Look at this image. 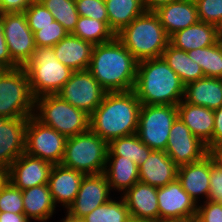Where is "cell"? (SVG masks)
I'll list each match as a JSON object with an SVG mask.
<instances>
[{"label": "cell", "mask_w": 222, "mask_h": 222, "mask_svg": "<svg viewBox=\"0 0 222 222\" xmlns=\"http://www.w3.org/2000/svg\"><path fill=\"white\" fill-rule=\"evenodd\" d=\"M3 31H4V25L0 14V63L6 69L17 68L19 66L11 59Z\"/></svg>", "instance_id": "cell-43"}, {"label": "cell", "mask_w": 222, "mask_h": 222, "mask_svg": "<svg viewBox=\"0 0 222 222\" xmlns=\"http://www.w3.org/2000/svg\"><path fill=\"white\" fill-rule=\"evenodd\" d=\"M35 0H0V14L24 12Z\"/></svg>", "instance_id": "cell-44"}, {"label": "cell", "mask_w": 222, "mask_h": 222, "mask_svg": "<svg viewBox=\"0 0 222 222\" xmlns=\"http://www.w3.org/2000/svg\"><path fill=\"white\" fill-rule=\"evenodd\" d=\"M109 28L116 35L135 18L146 12L143 0H104Z\"/></svg>", "instance_id": "cell-29"}, {"label": "cell", "mask_w": 222, "mask_h": 222, "mask_svg": "<svg viewBox=\"0 0 222 222\" xmlns=\"http://www.w3.org/2000/svg\"><path fill=\"white\" fill-rule=\"evenodd\" d=\"M165 152L178 167L199 161L209 153L179 117L172 124Z\"/></svg>", "instance_id": "cell-13"}, {"label": "cell", "mask_w": 222, "mask_h": 222, "mask_svg": "<svg viewBox=\"0 0 222 222\" xmlns=\"http://www.w3.org/2000/svg\"><path fill=\"white\" fill-rule=\"evenodd\" d=\"M110 187L104 173L85 175L78 194L66 213L76 219H82L95 208L111 199Z\"/></svg>", "instance_id": "cell-15"}, {"label": "cell", "mask_w": 222, "mask_h": 222, "mask_svg": "<svg viewBox=\"0 0 222 222\" xmlns=\"http://www.w3.org/2000/svg\"><path fill=\"white\" fill-rule=\"evenodd\" d=\"M69 33H72L78 22L79 13L75 0H39Z\"/></svg>", "instance_id": "cell-35"}, {"label": "cell", "mask_w": 222, "mask_h": 222, "mask_svg": "<svg viewBox=\"0 0 222 222\" xmlns=\"http://www.w3.org/2000/svg\"><path fill=\"white\" fill-rule=\"evenodd\" d=\"M24 13L27 17L29 28L33 33L37 31V27H45L55 21L50 11L37 0L32 2Z\"/></svg>", "instance_id": "cell-37"}, {"label": "cell", "mask_w": 222, "mask_h": 222, "mask_svg": "<svg viewBox=\"0 0 222 222\" xmlns=\"http://www.w3.org/2000/svg\"><path fill=\"white\" fill-rule=\"evenodd\" d=\"M217 29H218V31H222V19H221L220 23L217 25Z\"/></svg>", "instance_id": "cell-53"}, {"label": "cell", "mask_w": 222, "mask_h": 222, "mask_svg": "<svg viewBox=\"0 0 222 222\" xmlns=\"http://www.w3.org/2000/svg\"><path fill=\"white\" fill-rule=\"evenodd\" d=\"M178 117L208 149H212L214 111L203 106L189 104L182 100L177 105Z\"/></svg>", "instance_id": "cell-22"}, {"label": "cell", "mask_w": 222, "mask_h": 222, "mask_svg": "<svg viewBox=\"0 0 222 222\" xmlns=\"http://www.w3.org/2000/svg\"><path fill=\"white\" fill-rule=\"evenodd\" d=\"M177 117V106L141 105L137 135L151 150L165 151L169 132Z\"/></svg>", "instance_id": "cell-9"}, {"label": "cell", "mask_w": 222, "mask_h": 222, "mask_svg": "<svg viewBox=\"0 0 222 222\" xmlns=\"http://www.w3.org/2000/svg\"><path fill=\"white\" fill-rule=\"evenodd\" d=\"M222 144V106L214 110V130L212 135V149Z\"/></svg>", "instance_id": "cell-45"}, {"label": "cell", "mask_w": 222, "mask_h": 222, "mask_svg": "<svg viewBox=\"0 0 222 222\" xmlns=\"http://www.w3.org/2000/svg\"><path fill=\"white\" fill-rule=\"evenodd\" d=\"M0 212L24 213L22 190L9 183L0 192Z\"/></svg>", "instance_id": "cell-38"}, {"label": "cell", "mask_w": 222, "mask_h": 222, "mask_svg": "<svg viewBox=\"0 0 222 222\" xmlns=\"http://www.w3.org/2000/svg\"><path fill=\"white\" fill-rule=\"evenodd\" d=\"M10 183L9 168L0 166V192Z\"/></svg>", "instance_id": "cell-49"}, {"label": "cell", "mask_w": 222, "mask_h": 222, "mask_svg": "<svg viewBox=\"0 0 222 222\" xmlns=\"http://www.w3.org/2000/svg\"><path fill=\"white\" fill-rule=\"evenodd\" d=\"M199 21L218 25L222 19V0H194Z\"/></svg>", "instance_id": "cell-40"}, {"label": "cell", "mask_w": 222, "mask_h": 222, "mask_svg": "<svg viewBox=\"0 0 222 222\" xmlns=\"http://www.w3.org/2000/svg\"><path fill=\"white\" fill-rule=\"evenodd\" d=\"M79 16L89 17L109 26V18L104 0H75Z\"/></svg>", "instance_id": "cell-39"}, {"label": "cell", "mask_w": 222, "mask_h": 222, "mask_svg": "<svg viewBox=\"0 0 222 222\" xmlns=\"http://www.w3.org/2000/svg\"><path fill=\"white\" fill-rule=\"evenodd\" d=\"M35 97L23 67L0 73V116L29 118L34 115Z\"/></svg>", "instance_id": "cell-8"}, {"label": "cell", "mask_w": 222, "mask_h": 222, "mask_svg": "<svg viewBox=\"0 0 222 222\" xmlns=\"http://www.w3.org/2000/svg\"><path fill=\"white\" fill-rule=\"evenodd\" d=\"M209 153L213 157L215 164L222 169V144L210 149Z\"/></svg>", "instance_id": "cell-48"}, {"label": "cell", "mask_w": 222, "mask_h": 222, "mask_svg": "<svg viewBox=\"0 0 222 222\" xmlns=\"http://www.w3.org/2000/svg\"><path fill=\"white\" fill-rule=\"evenodd\" d=\"M138 61L115 36L111 41L94 45L88 71L106 92L134 89Z\"/></svg>", "instance_id": "cell-1"}, {"label": "cell", "mask_w": 222, "mask_h": 222, "mask_svg": "<svg viewBox=\"0 0 222 222\" xmlns=\"http://www.w3.org/2000/svg\"><path fill=\"white\" fill-rule=\"evenodd\" d=\"M85 174L61 164L53 165L49 176V188L55 205L68 209L75 200Z\"/></svg>", "instance_id": "cell-19"}, {"label": "cell", "mask_w": 222, "mask_h": 222, "mask_svg": "<svg viewBox=\"0 0 222 222\" xmlns=\"http://www.w3.org/2000/svg\"><path fill=\"white\" fill-rule=\"evenodd\" d=\"M53 164L26 153L9 166L10 183L20 190L48 184Z\"/></svg>", "instance_id": "cell-16"}, {"label": "cell", "mask_w": 222, "mask_h": 222, "mask_svg": "<svg viewBox=\"0 0 222 222\" xmlns=\"http://www.w3.org/2000/svg\"><path fill=\"white\" fill-rule=\"evenodd\" d=\"M28 118L0 116V166H9L25 153Z\"/></svg>", "instance_id": "cell-17"}, {"label": "cell", "mask_w": 222, "mask_h": 222, "mask_svg": "<svg viewBox=\"0 0 222 222\" xmlns=\"http://www.w3.org/2000/svg\"><path fill=\"white\" fill-rule=\"evenodd\" d=\"M141 103L133 90L106 92L90 115L89 129L108 143L137 133Z\"/></svg>", "instance_id": "cell-2"}, {"label": "cell", "mask_w": 222, "mask_h": 222, "mask_svg": "<svg viewBox=\"0 0 222 222\" xmlns=\"http://www.w3.org/2000/svg\"><path fill=\"white\" fill-rule=\"evenodd\" d=\"M104 174L111 191L124 193L139 182V166L122 156H108Z\"/></svg>", "instance_id": "cell-28"}, {"label": "cell", "mask_w": 222, "mask_h": 222, "mask_svg": "<svg viewBox=\"0 0 222 222\" xmlns=\"http://www.w3.org/2000/svg\"><path fill=\"white\" fill-rule=\"evenodd\" d=\"M24 214L31 220L47 222L56 210L48 184L22 190Z\"/></svg>", "instance_id": "cell-27"}, {"label": "cell", "mask_w": 222, "mask_h": 222, "mask_svg": "<svg viewBox=\"0 0 222 222\" xmlns=\"http://www.w3.org/2000/svg\"><path fill=\"white\" fill-rule=\"evenodd\" d=\"M216 43H217L220 51L222 52V31H218L217 42Z\"/></svg>", "instance_id": "cell-51"}, {"label": "cell", "mask_w": 222, "mask_h": 222, "mask_svg": "<svg viewBox=\"0 0 222 222\" xmlns=\"http://www.w3.org/2000/svg\"><path fill=\"white\" fill-rule=\"evenodd\" d=\"M106 91L88 70L73 71L70 79L57 93L74 107L91 115L101 104Z\"/></svg>", "instance_id": "cell-12"}, {"label": "cell", "mask_w": 222, "mask_h": 222, "mask_svg": "<svg viewBox=\"0 0 222 222\" xmlns=\"http://www.w3.org/2000/svg\"><path fill=\"white\" fill-rule=\"evenodd\" d=\"M69 32L56 20L45 27H37L34 33L36 47H53Z\"/></svg>", "instance_id": "cell-36"}, {"label": "cell", "mask_w": 222, "mask_h": 222, "mask_svg": "<svg viewBox=\"0 0 222 222\" xmlns=\"http://www.w3.org/2000/svg\"><path fill=\"white\" fill-rule=\"evenodd\" d=\"M183 100L216 110L222 106V78L204 77L185 85Z\"/></svg>", "instance_id": "cell-26"}, {"label": "cell", "mask_w": 222, "mask_h": 222, "mask_svg": "<svg viewBox=\"0 0 222 222\" xmlns=\"http://www.w3.org/2000/svg\"><path fill=\"white\" fill-rule=\"evenodd\" d=\"M4 25V37L11 59L24 67L32 58L36 49L34 33L29 28L24 12L1 14Z\"/></svg>", "instance_id": "cell-11"}, {"label": "cell", "mask_w": 222, "mask_h": 222, "mask_svg": "<svg viewBox=\"0 0 222 222\" xmlns=\"http://www.w3.org/2000/svg\"><path fill=\"white\" fill-rule=\"evenodd\" d=\"M154 13L158 16L166 34L185 29L199 21L194 0H177L161 6Z\"/></svg>", "instance_id": "cell-23"}, {"label": "cell", "mask_w": 222, "mask_h": 222, "mask_svg": "<svg viewBox=\"0 0 222 222\" xmlns=\"http://www.w3.org/2000/svg\"><path fill=\"white\" fill-rule=\"evenodd\" d=\"M173 1L177 0H143L146 11L154 12L161 6L167 5Z\"/></svg>", "instance_id": "cell-47"}, {"label": "cell", "mask_w": 222, "mask_h": 222, "mask_svg": "<svg viewBox=\"0 0 222 222\" xmlns=\"http://www.w3.org/2000/svg\"><path fill=\"white\" fill-rule=\"evenodd\" d=\"M6 68L0 63V73H2Z\"/></svg>", "instance_id": "cell-54"}, {"label": "cell", "mask_w": 222, "mask_h": 222, "mask_svg": "<svg viewBox=\"0 0 222 222\" xmlns=\"http://www.w3.org/2000/svg\"><path fill=\"white\" fill-rule=\"evenodd\" d=\"M203 202V205H197L194 222H222V204L208 200Z\"/></svg>", "instance_id": "cell-41"}, {"label": "cell", "mask_w": 222, "mask_h": 222, "mask_svg": "<svg viewBox=\"0 0 222 222\" xmlns=\"http://www.w3.org/2000/svg\"><path fill=\"white\" fill-rule=\"evenodd\" d=\"M61 222H83L82 219H76V218H73L71 216H69L68 214H66V217L63 218L62 220H60Z\"/></svg>", "instance_id": "cell-50"}, {"label": "cell", "mask_w": 222, "mask_h": 222, "mask_svg": "<svg viewBox=\"0 0 222 222\" xmlns=\"http://www.w3.org/2000/svg\"><path fill=\"white\" fill-rule=\"evenodd\" d=\"M152 151L137 133L115 138L108 143V156H122V159L131 160L138 166L145 162Z\"/></svg>", "instance_id": "cell-31"}, {"label": "cell", "mask_w": 222, "mask_h": 222, "mask_svg": "<svg viewBox=\"0 0 222 222\" xmlns=\"http://www.w3.org/2000/svg\"><path fill=\"white\" fill-rule=\"evenodd\" d=\"M71 34L93 45L111 41L116 36L105 22L85 16H79Z\"/></svg>", "instance_id": "cell-32"}, {"label": "cell", "mask_w": 222, "mask_h": 222, "mask_svg": "<svg viewBox=\"0 0 222 222\" xmlns=\"http://www.w3.org/2000/svg\"><path fill=\"white\" fill-rule=\"evenodd\" d=\"M120 198L119 201L111 198L95 208L82 218L83 222H133L124 199Z\"/></svg>", "instance_id": "cell-33"}, {"label": "cell", "mask_w": 222, "mask_h": 222, "mask_svg": "<svg viewBox=\"0 0 222 222\" xmlns=\"http://www.w3.org/2000/svg\"><path fill=\"white\" fill-rule=\"evenodd\" d=\"M178 166L165 151L153 150L139 166V182L163 187L177 179Z\"/></svg>", "instance_id": "cell-21"}, {"label": "cell", "mask_w": 222, "mask_h": 222, "mask_svg": "<svg viewBox=\"0 0 222 222\" xmlns=\"http://www.w3.org/2000/svg\"><path fill=\"white\" fill-rule=\"evenodd\" d=\"M67 138L61 133L42 124L34 116L28 118L25 137V153L48 161L53 165L61 164Z\"/></svg>", "instance_id": "cell-10"}, {"label": "cell", "mask_w": 222, "mask_h": 222, "mask_svg": "<svg viewBox=\"0 0 222 222\" xmlns=\"http://www.w3.org/2000/svg\"><path fill=\"white\" fill-rule=\"evenodd\" d=\"M177 179L197 205L199 196H205L207 201L210 192V153L199 161L179 166Z\"/></svg>", "instance_id": "cell-20"}, {"label": "cell", "mask_w": 222, "mask_h": 222, "mask_svg": "<svg viewBox=\"0 0 222 222\" xmlns=\"http://www.w3.org/2000/svg\"><path fill=\"white\" fill-rule=\"evenodd\" d=\"M217 35L218 29L216 25L198 21L172 34L169 37V43L177 49L188 52L216 44Z\"/></svg>", "instance_id": "cell-25"}, {"label": "cell", "mask_w": 222, "mask_h": 222, "mask_svg": "<svg viewBox=\"0 0 222 222\" xmlns=\"http://www.w3.org/2000/svg\"><path fill=\"white\" fill-rule=\"evenodd\" d=\"M116 37L138 61L159 58L169 44L158 16L146 11L125 26Z\"/></svg>", "instance_id": "cell-4"}, {"label": "cell", "mask_w": 222, "mask_h": 222, "mask_svg": "<svg viewBox=\"0 0 222 222\" xmlns=\"http://www.w3.org/2000/svg\"><path fill=\"white\" fill-rule=\"evenodd\" d=\"M161 57L179 76L184 85L205 77L201 66L194 62L186 51L177 49L170 43L163 51Z\"/></svg>", "instance_id": "cell-30"}, {"label": "cell", "mask_w": 222, "mask_h": 222, "mask_svg": "<svg viewBox=\"0 0 222 222\" xmlns=\"http://www.w3.org/2000/svg\"><path fill=\"white\" fill-rule=\"evenodd\" d=\"M158 188L137 182L122 193L133 222H148L159 219Z\"/></svg>", "instance_id": "cell-18"}, {"label": "cell", "mask_w": 222, "mask_h": 222, "mask_svg": "<svg viewBox=\"0 0 222 222\" xmlns=\"http://www.w3.org/2000/svg\"><path fill=\"white\" fill-rule=\"evenodd\" d=\"M107 158L108 142L89 129L67 138L61 165L85 175H96L104 173Z\"/></svg>", "instance_id": "cell-7"}, {"label": "cell", "mask_w": 222, "mask_h": 222, "mask_svg": "<svg viewBox=\"0 0 222 222\" xmlns=\"http://www.w3.org/2000/svg\"><path fill=\"white\" fill-rule=\"evenodd\" d=\"M148 222H183V221H178V220H169V219H156Z\"/></svg>", "instance_id": "cell-52"}, {"label": "cell", "mask_w": 222, "mask_h": 222, "mask_svg": "<svg viewBox=\"0 0 222 222\" xmlns=\"http://www.w3.org/2000/svg\"><path fill=\"white\" fill-rule=\"evenodd\" d=\"M0 222H31L24 213L0 212Z\"/></svg>", "instance_id": "cell-46"}, {"label": "cell", "mask_w": 222, "mask_h": 222, "mask_svg": "<svg viewBox=\"0 0 222 222\" xmlns=\"http://www.w3.org/2000/svg\"><path fill=\"white\" fill-rule=\"evenodd\" d=\"M185 85L162 57L138 62L133 91L142 105L177 106Z\"/></svg>", "instance_id": "cell-3"}, {"label": "cell", "mask_w": 222, "mask_h": 222, "mask_svg": "<svg viewBox=\"0 0 222 222\" xmlns=\"http://www.w3.org/2000/svg\"><path fill=\"white\" fill-rule=\"evenodd\" d=\"M23 68L35 98L57 94L73 73L56 58L53 47H36L31 60Z\"/></svg>", "instance_id": "cell-6"}, {"label": "cell", "mask_w": 222, "mask_h": 222, "mask_svg": "<svg viewBox=\"0 0 222 222\" xmlns=\"http://www.w3.org/2000/svg\"><path fill=\"white\" fill-rule=\"evenodd\" d=\"M159 219L194 222L197 204L187 194L178 179L158 188Z\"/></svg>", "instance_id": "cell-14"}, {"label": "cell", "mask_w": 222, "mask_h": 222, "mask_svg": "<svg viewBox=\"0 0 222 222\" xmlns=\"http://www.w3.org/2000/svg\"><path fill=\"white\" fill-rule=\"evenodd\" d=\"M33 116L66 138L89 130L90 115L84 110L74 107L57 94L35 98Z\"/></svg>", "instance_id": "cell-5"}, {"label": "cell", "mask_w": 222, "mask_h": 222, "mask_svg": "<svg viewBox=\"0 0 222 222\" xmlns=\"http://www.w3.org/2000/svg\"><path fill=\"white\" fill-rule=\"evenodd\" d=\"M94 45L69 33L53 46L56 58L73 71L87 70Z\"/></svg>", "instance_id": "cell-24"}, {"label": "cell", "mask_w": 222, "mask_h": 222, "mask_svg": "<svg viewBox=\"0 0 222 222\" xmlns=\"http://www.w3.org/2000/svg\"><path fill=\"white\" fill-rule=\"evenodd\" d=\"M190 58L201 66L205 77L222 78V52L217 43L187 52Z\"/></svg>", "instance_id": "cell-34"}, {"label": "cell", "mask_w": 222, "mask_h": 222, "mask_svg": "<svg viewBox=\"0 0 222 222\" xmlns=\"http://www.w3.org/2000/svg\"><path fill=\"white\" fill-rule=\"evenodd\" d=\"M208 201L222 204V169L219 168L210 155V192Z\"/></svg>", "instance_id": "cell-42"}]
</instances>
